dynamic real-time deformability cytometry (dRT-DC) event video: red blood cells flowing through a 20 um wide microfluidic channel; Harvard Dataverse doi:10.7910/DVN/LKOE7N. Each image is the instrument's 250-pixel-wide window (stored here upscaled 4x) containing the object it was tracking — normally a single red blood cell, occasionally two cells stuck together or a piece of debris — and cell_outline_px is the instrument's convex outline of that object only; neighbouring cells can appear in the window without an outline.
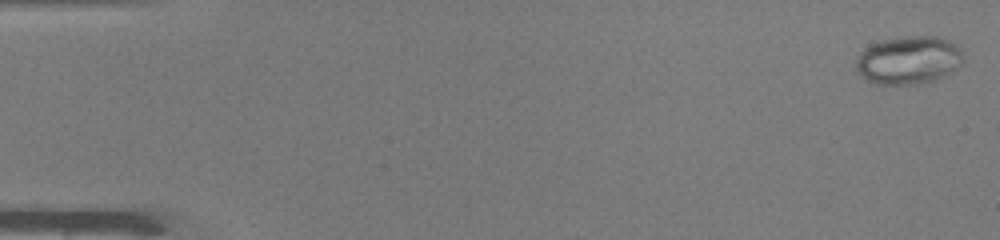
{"species": "common noctule bat (a hibernating species)", "species_latin": "Nyctalus noctula", "temperature_condition": "warm", "stored_images_in_passage": 7, "camera_frame_rate_fps": 3000, "um_per_image_px": 0.085, "animal": {"sex": "male", "body_mass_g": 19.0, "forearm_length_mm": 50.8}, "frame": {"image": 1, "passage_image": 1, "time_ms": 0.0, "image_size_px": [1000, 240], "cell_outline_px": [[964, 56], [956, 68], [944, 76], [932, 80], [912, 84], [876, 84], [864, 80], [856, 72], [856, 56], [864, 48], [872, 44], [884, 40], [912, 36], [936, 36], [948, 40], [960, 48]], "centroid_in_image_um": [77.18, 5.12], "position_along_channel_um": 7.8, "area_um2": 29.94}}